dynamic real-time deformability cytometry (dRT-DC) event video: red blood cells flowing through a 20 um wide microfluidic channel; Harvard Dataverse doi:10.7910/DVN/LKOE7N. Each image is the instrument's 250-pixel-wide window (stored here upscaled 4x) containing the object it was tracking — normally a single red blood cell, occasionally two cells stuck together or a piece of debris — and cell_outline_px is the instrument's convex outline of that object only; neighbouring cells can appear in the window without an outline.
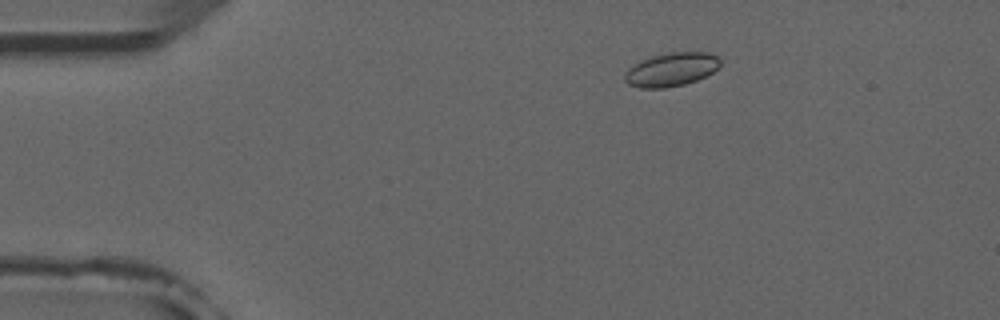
{"species": "common noctule bat (a hibernating species)", "species_latin": "Nyctalus noctula", "temperature_condition": "room temperature", "stored_images_in_passage": 4, "camera_frame_rate_fps": 3000, "um_per_image_px": 0.085, "animal": {"sex": "male", "forearm_length_mm": 52.5}, "frame": {"image": 1, "passage_image": 3, "time_ms": 2.333, "image_size_px": [1000, 320], "cell_outline_px": [[720, 68], [696, 80], [684, 84], [664, 88], [640, 88], [628, 84], [624, 80], [624, 76], [628, 68], [632, 64], [640, 60], [652, 56], [672, 52], [712, 52], [720, 60]], "centroid_in_image_um": [57.05, 5.9], "position_along_channel_um": 28.0, "area_um2": 18.79}}